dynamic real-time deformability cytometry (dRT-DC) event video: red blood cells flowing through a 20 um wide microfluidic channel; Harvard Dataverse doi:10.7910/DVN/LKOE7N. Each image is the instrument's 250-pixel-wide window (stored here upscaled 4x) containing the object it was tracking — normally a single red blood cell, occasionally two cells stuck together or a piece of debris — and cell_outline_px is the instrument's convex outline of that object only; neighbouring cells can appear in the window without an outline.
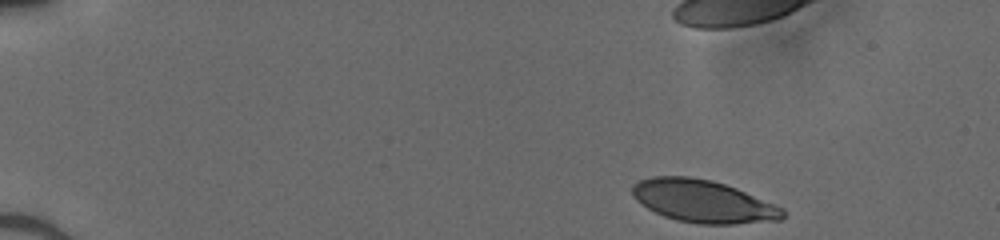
{"species": "human", "species_latin": "Homo sapiens", "temperature_condition": "cold", "stored_images_in_passage": 44, "camera_frame_rate_fps": 3000, "um_per_image_px": 0.085, "donor": {"sex": "male"}, "frame": {"image": 1, "passage_image": 1, "time_ms": 0.0, "image_size_px": [1000, 240], "cell_outline_px": [[784, 220], [736, 224], [696, 224], [676, 220], [664, 216], [648, 208], [636, 200], [632, 192], [632, 184], [640, 180], [652, 176], [688, 176], [712, 180], [736, 188], [784, 208]], "centroid_in_image_um": [59.78, 17.11], "position_along_channel_um": 25.2, "area_um2": 37.4}}
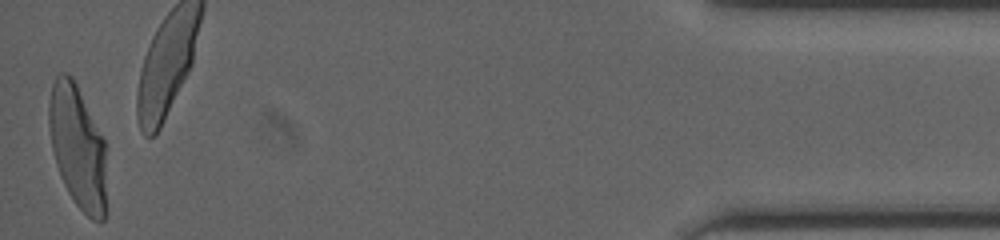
{"frame": {"image": 2, "passage_image": 44, "time_ms": 14.333, "image_size_px": [1000, 240], "cell_outline_px": [[104, 220], [100, 224], [92, 220], [72, 200], [60, 176], [56, 164], [52, 148], [48, 124], [48, 104], [52, 84], [56, 76], [60, 72], [68, 72], [72, 76], [104, 140]], "centroid_in_image_um": [6.55, 12.46], "position_along_channel_um": 428.6, "area_um2": 40.81}}